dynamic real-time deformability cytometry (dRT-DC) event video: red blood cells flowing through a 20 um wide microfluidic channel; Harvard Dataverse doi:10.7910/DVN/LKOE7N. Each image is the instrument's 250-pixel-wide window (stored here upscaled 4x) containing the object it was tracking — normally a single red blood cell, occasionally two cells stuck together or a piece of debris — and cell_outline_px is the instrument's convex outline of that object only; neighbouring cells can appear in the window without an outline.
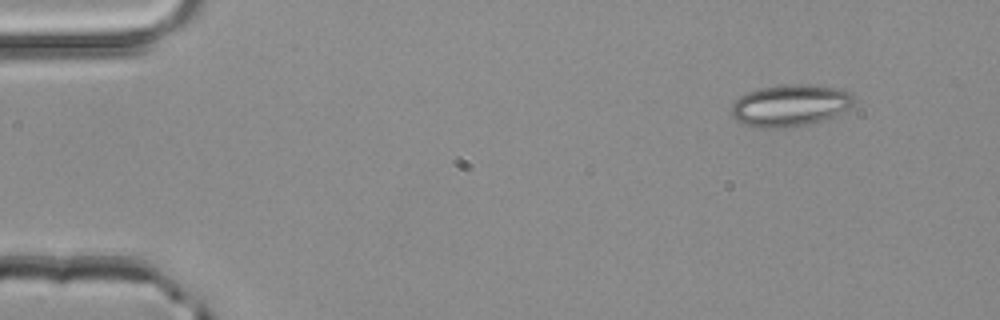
{"species": "common noctule bat (a hibernating species)", "species_latin": "Nyctalus noctula", "temperature_condition": "room temperature", "stored_images_in_passage": 4, "segment_of_instrument_passage": [1, 2], "camera_frame_rate_fps": 3000, "um_per_image_px": 0.085, "animal": {"sex": "male", "body_mass_g": 20.4}, "frame": {"image": 1, "passage_image": 1, "time_ms": 0.0, "image_size_px": [1000, 320], "cell_outline_px": [[856, 100], [848, 108], [824, 120], [812, 124], [784, 128], [760, 128], [740, 124], [732, 116], [732, 104], [740, 96], [748, 92], [760, 88], [784, 84], [808, 84], [836, 88], [852, 92]], "centroid_in_image_um": [67.16, 8.97], "position_along_channel_um": 17.8, "area_um2": 30.11}}